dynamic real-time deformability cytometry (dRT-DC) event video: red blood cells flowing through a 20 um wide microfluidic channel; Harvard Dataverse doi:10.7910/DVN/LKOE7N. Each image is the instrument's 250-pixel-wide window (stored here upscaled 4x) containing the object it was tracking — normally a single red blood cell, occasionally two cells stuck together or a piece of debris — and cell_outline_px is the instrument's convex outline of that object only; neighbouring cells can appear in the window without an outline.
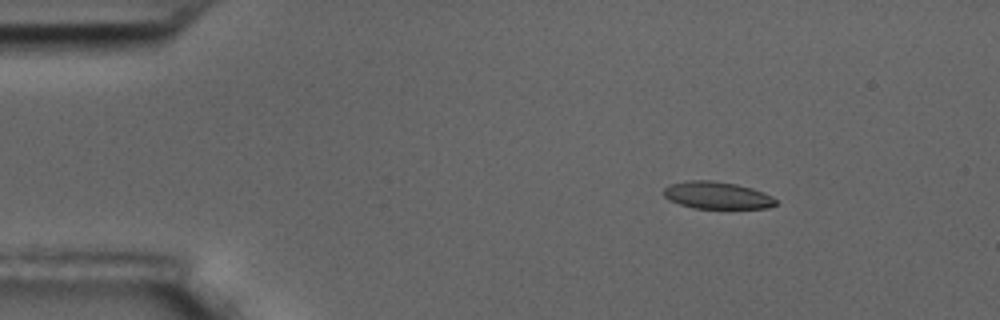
{"species": "common noctule bat (a hibernating species)", "species_latin": "Nyctalus noctula", "temperature_condition": "room temperature", "stored_images_in_passage": 4, "camera_frame_rate_fps": 3000, "um_per_image_px": 0.085, "animal": {"sex": "male", "body_mass_g": 17.5, "forearm_length_mm": 52.3}, "frame": {"image": 1, "passage_image": 2, "time_ms": 0.333, "image_size_px": [1000, 320], "cell_outline_px": [[780, 204], [768, 208], [692, 208], [668, 200], [664, 196], [664, 188], [672, 184], [692, 180], [712, 180], [736, 184], [752, 188], [764, 192], [772, 196]], "centroid_in_image_um": [60.99, 16.61], "position_along_channel_um": 24.0, "area_um2": 17.8}}